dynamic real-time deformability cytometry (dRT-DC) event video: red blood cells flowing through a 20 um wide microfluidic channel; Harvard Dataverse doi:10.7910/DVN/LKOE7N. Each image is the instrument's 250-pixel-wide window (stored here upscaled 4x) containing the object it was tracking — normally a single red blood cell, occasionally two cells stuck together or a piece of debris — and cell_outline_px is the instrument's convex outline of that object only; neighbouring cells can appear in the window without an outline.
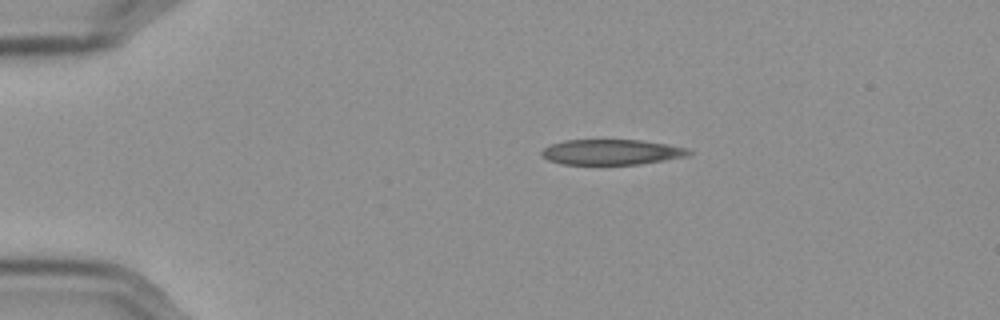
{"species": "Egyptian fruit bat (a non-hibernating species)", "species_latin": "Rousettus aegyptiacus", "temperature_condition": "cold", "stored_images_in_passage": 46, "camera_frame_rate_fps": 3000, "um_per_image_px": 0.085, "frame": {"image": 1, "passage_image": 1, "time_ms": 0.0, "image_size_px": [1000, 320], "cell_outline_px": [[692, 152], [684, 156], [664, 160], [640, 164], [564, 164], [548, 160], [540, 156], [540, 152], [548, 144], [564, 140], [640, 140], [668, 144], [688, 148]], "centroid_in_image_um": [51.92, 12.92], "position_along_channel_um": 33.1, "area_um2": 21.73}}
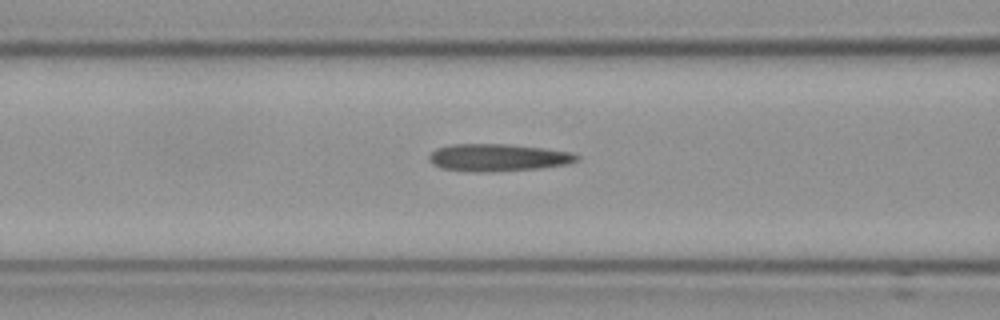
{"frame": {"image": 2, "passage_image": 13, "time_ms": 4.0, "image_size_px": [1000, 320], "cell_outline_px": [[580, 160], [568, 164], [540, 168], [488, 172], [472, 172], [440, 168], [432, 164], [428, 160], [428, 156], [436, 148], [452, 144], [508, 144], [544, 148], [572, 152], [580, 156]], "centroid_in_image_um": [42.33, 13.39], "position_along_channel_um": 124.3, "area_um2": 23.81}}
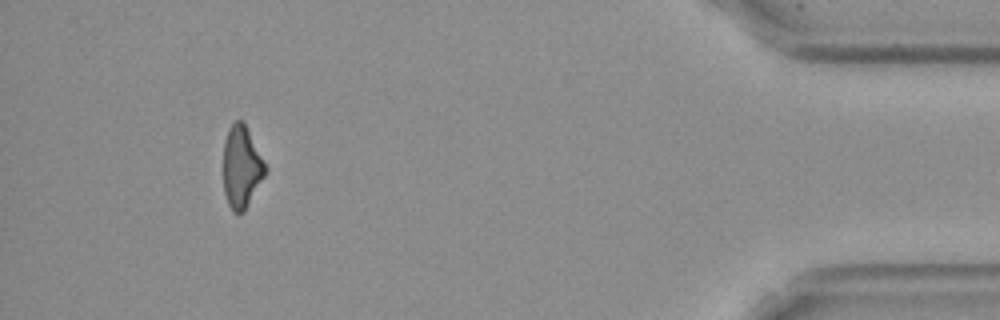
{"frame": {"image": 3, "passage_image": 42, "time_ms": 13.667, "image_size_px": [1000, 320], "cell_outline_px": [[268, 168], [264, 176], [244, 212], [232, 212], [228, 204], [224, 192], [224, 140], [228, 128], [236, 120], [244, 120]], "centroid_in_image_um": [20.53, 14.16], "position_along_channel_um": 414.7, "area_um2": 20.17}, "authors_computed_cell_mechanics": {"area_um2": 22.6576, "velocity_mm_per_s": 3.6115, "shape_relaxation_time_tau1_ms": 11.1544, "shape_relaxation_time_tau2_ms": 5.8801, "deformation_change_tau1": 0.2592, "deformation_change_tau2": 0.1959}}